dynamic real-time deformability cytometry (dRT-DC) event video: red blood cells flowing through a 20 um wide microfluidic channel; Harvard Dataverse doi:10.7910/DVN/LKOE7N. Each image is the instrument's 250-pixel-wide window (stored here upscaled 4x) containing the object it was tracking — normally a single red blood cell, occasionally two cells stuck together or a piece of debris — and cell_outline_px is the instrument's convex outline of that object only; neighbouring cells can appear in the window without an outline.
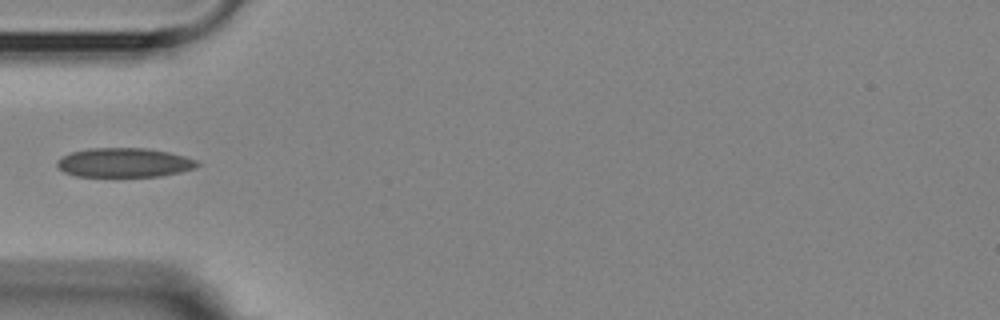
{"species": "Egyptian fruit bat (a non-hibernating species)", "species_latin": "Rousettus aegyptiacus", "temperature_condition": "room temperature", "stored_images_in_passage": 3, "camera_frame_rate_fps": 3000, "um_per_image_px": 0.085, "animal": {"sex": "female"}, "frame": {"image": 1, "passage_image": 3, "time_ms": 3.333, "image_size_px": [1000, 320], "cell_outline_px": [[200, 164], [196, 168], [180, 172], [160, 176], [76, 176], [64, 172], [56, 164], [56, 160], [72, 152], [88, 148], [148, 148], [168, 152], [184, 156], [196, 160]], "centroid_in_image_um": [10.57, 13.82], "position_along_channel_um": 74.4, "area_um2": 23.81}}